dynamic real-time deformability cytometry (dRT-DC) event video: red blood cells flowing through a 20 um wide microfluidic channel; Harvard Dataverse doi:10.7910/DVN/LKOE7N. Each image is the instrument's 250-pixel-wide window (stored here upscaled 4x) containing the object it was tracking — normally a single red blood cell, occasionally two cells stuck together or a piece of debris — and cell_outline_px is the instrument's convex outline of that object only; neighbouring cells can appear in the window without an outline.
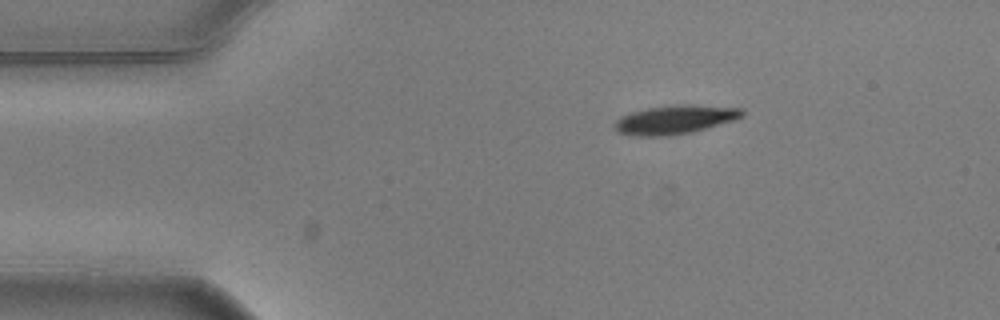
{"species": "common noctule bat (a hibernating species)", "species_latin": "Nyctalus noctula", "temperature_condition": "warm", "stored_images_in_passage": 3, "camera_frame_rate_fps": 3000, "um_per_image_px": 0.085, "animal": {"sex": "male", "body_mass_g": 20.5, "forearm_length_mm": 52.5}, "frame": {"image": 1, "passage_image": 1, "time_ms": 0.0, "image_size_px": [1000, 320], "cell_outline_px": [[744, 116], [732, 120], [692, 132], [668, 136], [632, 136], [616, 132], [612, 124], [620, 116], [632, 112], [648, 108], [676, 104], [692, 104], [744, 108]], "centroid_in_image_um": [57.33, 10.16], "position_along_channel_um": 27.7, "area_um2": 21.62}}
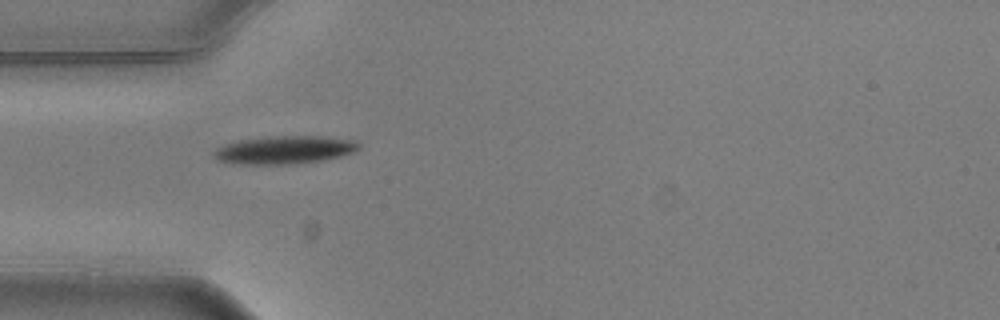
{"frame": {"image": 2, "passage_image": 3, "time_ms": 0.667, "image_size_px": [1000, 320], "cell_outline_px": [[360, 148], [352, 152], [340, 156], [324, 160], [300, 164], [232, 164], [216, 160], [212, 156], [212, 152], [216, 148], [224, 144], [240, 140], [268, 136], [320, 136], [356, 140], [360, 144]], "centroid_in_image_um": [24.14, 12.75], "position_along_channel_um": 60.9, "area_um2": 24.04}}